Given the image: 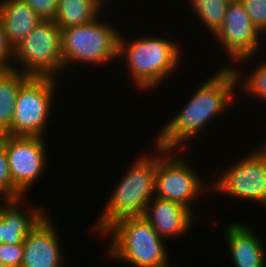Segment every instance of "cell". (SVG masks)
Wrapping results in <instances>:
<instances>
[{
    "mask_svg": "<svg viewBox=\"0 0 266 267\" xmlns=\"http://www.w3.org/2000/svg\"><path fill=\"white\" fill-rule=\"evenodd\" d=\"M217 68L201 86L197 85L188 102L160 127L152 143L164 149L188 152L192 139L198 140L206 127L209 128L212 122L219 121L220 116L230 111L238 94L237 77L229 66Z\"/></svg>",
    "mask_w": 266,
    "mask_h": 267,
    "instance_id": "1",
    "label": "cell"
},
{
    "mask_svg": "<svg viewBox=\"0 0 266 267\" xmlns=\"http://www.w3.org/2000/svg\"><path fill=\"white\" fill-rule=\"evenodd\" d=\"M124 33V35H123ZM144 35V36H143ZM133 38L120 32L118 60L125 63L126 74L137 90L150 92L159 88L166 79L175 74L185 60L182 45L177 40L153 34ZM143 36V37H142ZM168 37V38H167ZM136 38V39H135ZM176 42V43H175ZM128 71V73H127Z\"/></svg>",
    "mask_w": 266,
    "mask_h": 267,
    "instance_id": "2",
    "label": "cell"
},
{
    "mask_svg": "<svg viewBox=\"0 0 266 267\" xmlns=\"http://www.w3.org/2000/svg\"><path fill=\"white\" fill-rule=\"evenodd\" d=\"M151 148L153 153L146 150L147 152L142 151V154L135 157L111 189L104 208L91 227L100 238L116 221L127 217H142L146 205L155 196L157 145L153 143Z\"/></svg>",
    "mask_w": 266,
    "mask_h": 267,
    "instance_id": "3",
    "label": "cell"
},
{
    "mask_svg": "<svg viewBox=\"0 0 266 267\" xmlns=\"http://www.w3.org/2000/svg\"><path fill=\"white\" fill-rule=\"evenodd\" d=\"M101 237L105 240L108 237L110 240L104 253L108 260L115 259L133 267L173 265L169 263L171 258L167 242H164L143 216L122 218L113 223Z\"/></svg>",
    "mask_w": 266,
    "mask_h": 267,
    "instance_id": "4",
    "label": "cell"
},
{
    "mask_svg": "<svg viewBox=\"0 0 266 267\" xmlns=\"http://www.w3.org/2000/svg\"><path fill=\"white\" fill-rule=\"evenodd\" d=\"M104 13L106 10L92 23L61 30L63 76L78 63L80 70L83 65L107 67L109 62L117 63L121 29L103 20L107 19Z\"/></svg>",
    "mask_w": 266,
    "mask_h": 267,
    "instance_id": "5",
    "label": "cell"
},
{
    "mask_svg": "<svg viewBox=\"0 0 266 267\" xmlns=\"http://www.w3.org/2000/svg\"><path fill=\"white\" fill-rule=\"evenodd\" d=\"M184 153L187 152L157 146L155 196L178 202L195 215L193 208L197 207L193 205L204 195H210L211 183L197 172Z\"/></svg>",
    "mask_w": 266,
    "mask_h": 267,
    "instance_id": "6",
    "label": "cell"
},
{
    "mask_svg": "<svg viewBox=\"0 0 266 267\" xmlns=\"http://www.w3.org/2000/svg\"><path fill=\"white\" fill-rule=\"evenodd\" d=\"M258 147V148H257ZM254 149L244 153L233 165L221 167L219 172H214V180L211 182V197L219 193L230 199H239L259 205L266 211V150L257 145ZM250 151V152H249ZM219 173V174H218ZM233 197V198H232Z\"/></svg>",
    "mask_w": 266,
    "mask_h": 267,
    "instance_id": "7",
    "label": "cell"
},
{
    "mask_svg": "<svg viewBox=\"0 0 266 267\" xmlns=\"http://www.w3.org/2000/svg\"><path fill=\"white\" fill-rule=\"evenodd\" d=\"M13 69L29 77L61 79V29L54 20H41L15 47Z\"/></svg>",
    "mask_w": 266,
    "mask_h": 267,
    "instance_id": "8",
    "label": "cell"
},
{
    "mask_svg": "<svg viewBox=\"0 0 266 267\" xmlns=\"http://www.w3.org/2000/svg\"><path fill=\"white\" fill-rule=\"evenodd\" d=\"M59 81L51 77H30L19 88L11 124L12 136H46L58 101L55 96L61 90L58 89Z\"/></svg>",
    "mask_w": 266,
    "mask_h": 267,
    "instance_id": "9",
    "label": "cell"
},
{
    "mask_svg": "<svg viewBox=\"0 0 266 267\" xmlns=\"http://www.w3.org/2000/svg\"><path fill=\"white\" fill-rule=\"evenodd\" d=\"M213 37V42L216 40L222 52L224 51L223 55L227 56V60L230 59L224 62L222 67H228V65L232 67L236 62L246 64L251 61L254 65V60L257 59L255 57L265 52L262 47L263 35L253 25L239 0H232L229 3L223 24ZM260 47H262L261 50Z\"/></svg>",
    "mask_w": 266,
    "mask_h": 267,
    "instance_id": "10",
    "label": "cell"
},
{
    "mask_svg": "<svg viewBox=\"0 0 266 267\" xmlns=\"http://www.w3.org/2000/svg\"><path fill=\"white\" fill-rule=\"evenodd\" d=\"M46 139L42 136L4 135L12 184L24 197L45 174L49 158Z\"/></svg>",
    "mask_w": 266,
    "mask_h": 267,
    "instance_id": "11",
    "label": "cell"
},
{
    "mask_svg": "<svg viewBox=\"0 0 266 267\" xmlns=\"http://www.w3.org/2000/svg\"><path fill=\"white\" fill-rule=\"evenodd\" d=\"M50 215L47 212L25 237L21 267L64 266L63 239Z\"/></svg>",
    "mask_w": 266,
    "mask_h": 267,
    "instance_id": "12",
    "label": "cell"
},
{
    "mask_svg": "<svg viewBox=\"0 0 266 267\" xmlns=\"http://www.w3.org/2000/svg\"><path fill=\"white\" fill-rule=\"evenodd\" d=\"M195 215L178 202L169 201L154 196L146 205L143 217L166 242L180 239L190 233L194 225Z\"/></svg>",
    "mask_w": 266,
    "mask_h": 267,
    "instance_id": "13",
    "label": "cell"
},
{
    "mask_svg": "<svg viewBox=\"0 0 266 267\" xmlns=\"http://www.w3.org/2000/svg\"><path fill=\"white\" fill-rule=\"evenodd\" d=\"M224 230L233 267H266V241L255 226L234 219Z\"/></svg>",
    "mask_w": 266,
    "mask_h": 267,
    "instance_id": "14",
    "label": "cell"
},
{
    "mask_svg": "<svg viewBox=\"0 0 266 267\" xmlns=\"http://www.w3.org/2000/svg\"><path fill=\"white\" fill-rule=\"evenodd\" d=\"M26 197L14 200L0 201V214L2 215V243L23 244L25 237L40 219L48 212L39 204L37 206L25 203ZM25 201V202H24ZM24 202V204H23ZM23 205L26 209H23Z\"/></svg>",
    "mask_w": 266,
    "mask_h": 267,
    "instance_id": "15",
    "label": "cell"
},
{
    "mask_svg": "<svg viewBox=\"0 0 266 267\" xmlns=\"http://www.w3.org/2000/svg\"><path fill=\"white\" fill-rule=\"evenodd\" d=\"M0 22L15 48L41 19L23 0H0Z\"/></svg>",
    "mask_w": 266,
    "mask_h": 267,
    "instance_id": "16",
    "label": "cell"
},
{
    "mask_svg": "<svg viewBox=\"0 0 266 267\" xmlns=\"http://www.w3.org/2000/svg\"><path fill=\"white\" fill-rule=\"evenodd\" d=\"M14 69L0 70V133L11 135L16 96L19 88L29 79Z\"/></svg>",
    "mask_w": 266,
    "mask_h": 267,
    "instance_id": "17",
    "label": "cell"
},
{
    "mask_svg": "<svg viewBox=\"0 0 266 267\" xmlns=\"http://www.w3.org/2000/svg\"><path fill=\"white\" fill-rule=\"evenodd\" d=\"M103 12L94 0H59L54 21L63 30L92 23Z\"/></svg>",
    "mask_w": 266,
    "mask_h": 267,
    "instance_id": "18",
    "label": "cell"
},
{
    "mask_svg": "<svg viewBox=\"0 0 266 267\" xmlns=\"http://www.w3.org/2000/svg\"><path fill=\"white\" fill-rule=\"evenodd\" d=\"M259 62V63H258ZM255 65H246L242 62H236L231 68L234 70L237 77V90L242 94H247L248 98L254 97L261 100V103H266V58L265 60H259ZM238 64V65H237ZM250 67V71L247 72V69L243 73V69L239 67ZM241 68V70H240ZM248 73V74H247ZM242 88V89H241Z\"/></svg>",
    "mask_w": 266,
    "mask_h": 267,
    "instance_id": "19",
    "label": "cell"
},
{
    "mask_svg": "<svg viewBox=\"0 0 266 267\" xmlns=\"http://www.w3.org/2000/svg\"><path fill=\"white\" fill-rule=\"evenodd\" d=\"M232 0H187L192 16L203 26L207 34L212 36L220 29L225 19L226 11ZM189 2V3H188ZM188 3V4H187ZM194 14V15H193ZM207 29V30H206Z\"/></svg>",
    "mask_w": 266,
    "mask_h": 267,
    "instance_id": "20",
    "label": "cell"
},
{
    "mask_svg": "<svg viewBox=\"0 0 266 267\" xmlns=\"http://www.w3.org/2000/svg\"><path fill=\"white\" fill-rule=\"evenodd\" d=\"M24 197L12 184L7 153L4 146V135L0 141V201Z\"/></svg>",
    "mask_w": 266,
    "mask_h": 267,
    "instance_id": "21",
    "label": "cell"
},
{
    "mask_svg": "<svg viewBox=\"0 0 266 267\" xmlns=\"http://www.w3.org/2000/svg\"><path fill=\"white\" fill-rule=\"evenodd\" d=\"M253 25L264 35L266 33V0H239Z\"/></svg>",
    "mask_w": 266,
    "mask_h": 267,
    "instance_id": "22",
    "label": "cell"
},
{
    "mask_svg": "<svg viewBox=\"0 0 266 267\" xmlns=\"http://www.w3.org/2000/svg\"><path fill=\"white\" fill-rule=\"evenodd\" d=\"M23 244H0V264L21 267L23 262Z\"/></svg>",
    "mask_w": 266,
    "mask_h": 267,
    "instance_id": "23",
    "label": "cell"
},
{
    "mask_svg": "<svg viewBox=\"0 0 266 267\" xmlns=\"http://www.w3.org/2000/svg\"><path fill=\"white\" fill-rule=\"evenodd\" d=\"M15 48L10 43L0 22V70L13 69Z\"/></svg>",
    "mask_w": 266,
    "mask_h": 267,
    "instance_id": "24",
    "label": "cell"
},
{
    "mask_svg": "<svg viewBox=\"0 0 266 267\" xmlns=\"http://www.w3.org/2000/svg\"><path fill=\"white\" fill-rule=\"evenodd\" d=\"M41 20H54L59 0H23Z\"/></svg>",
    "mask_w": 266,
    "mask_h": 267,
    "instance_id": "25",
    "label": "cell"
},
{
    "mask_svg": "<svg viewBox=\"0 0 266 267\" xmlns=\"http://www.w3.org/2000/svg\"><path fill=\"white\" fill-rule=\"evenodd\" d=\"M99 6H101L104 10H106L104 7H107L110 9V5L112 4V1L110 0H94ZM108 4V6H107Z\"/></svg>",
    "mask_w": 266,
    "mask_h": 267,
    "instance_id": "26",
    "label": "cell"
},
{
    "mask_svg": "<svg viewBox=\"0 0 266 267\" xmlns=\"http://www.w3.org/2000/svg\"><path fill=\"white\" fill-rule=\"evenodd\" d=\"M2 243V215L0 214V244Z\"/></svg>",
    "mask_w": 266,
    "mask_h": 267,
    "instance_id": "27",
    "label": "cell"
},
{
    "mask_svg": "<svg viewBox=\"0 0 266 267\" xmlns=\"http://www.w3.org/2000/svg\"><path fill=\"white\" fill-rule=\"evenodd\" d=\"M262 142L260 143V145L266 150V138L265 140H262Z\"/></svg>",
    "mask_w": 266,
    "mask_h": 267,
    "instance_id": "28",
    "label": "cell"
},
{
    "mask_svg": "<svg viewBox=\"0 0 266 267\" xmlns=\"http://www.w3.org/2000/svg\"><path fill=\"white\" fill-rule=\"evenodd\" d=\"M0 267H17V266H12V265H8V264H0Z\"/></svg>",
    "mask_w": 266,
    "mask_h": 267,
    "instance_id": "29",
    "label": "cell"
},
{
    "mask_svg": "<svg viewBox=\"0 0 266 267\" xmlns=\"http://www.w3.org/2000/svg\"><path fill=\"white\" fill-rule=\"evenodd\" d=\"M263 40H264V42H265L263 46L266 47V46H265V44H266V33L263 35ZM265 49H266V48H265Z\"/></svg>",
    "mask_w": 266,
    "mask_h": 267,
    "instance_id": "30",
    "label": "cell"
}]
</instances>
